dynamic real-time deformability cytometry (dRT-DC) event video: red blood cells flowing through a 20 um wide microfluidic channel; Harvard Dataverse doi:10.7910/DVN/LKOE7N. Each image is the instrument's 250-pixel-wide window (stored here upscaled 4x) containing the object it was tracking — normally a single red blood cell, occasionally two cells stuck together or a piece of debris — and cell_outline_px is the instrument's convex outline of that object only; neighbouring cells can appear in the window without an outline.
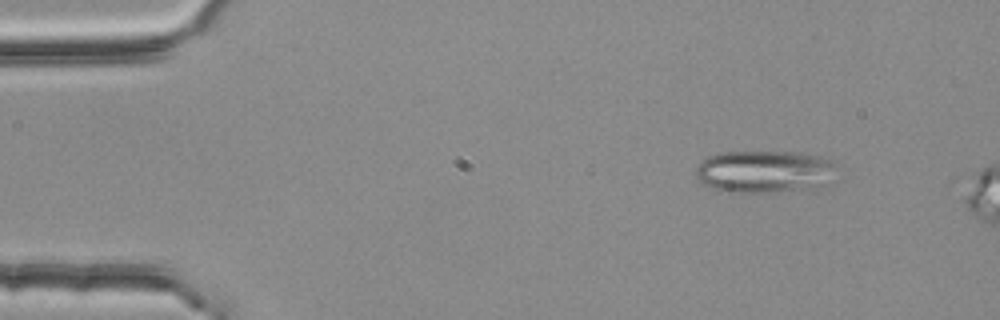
{"species": "common noctule bat (a hibernating species)", "species_latin": "Nyctalus noctula", "temperature_condition": "room temperature", "stored_images_in_passage": 3, "camera_frame_rate_fps": 3000, "um_per_image_px": 0.085, "animal": {"sex": "female", "body_mass_g": 25.1}, "frame": {"image": 1, "passage_image": 2, "time_ms": 0.333, "image_size_px": [1000, 320], "cell_outline_px": [[836, 180], [828, 184], [816, 188], [768, 192], [720, 192], [704, 184], [696, 176], [696, 168], [708, 156], [720, 152], [796, 152], [816, 156], [828, 160], [832, 164]], "centroid_in_image_um": [64.98, 14.6], "position_along_channel_um": 20.0, "area_um2": 34.8}}